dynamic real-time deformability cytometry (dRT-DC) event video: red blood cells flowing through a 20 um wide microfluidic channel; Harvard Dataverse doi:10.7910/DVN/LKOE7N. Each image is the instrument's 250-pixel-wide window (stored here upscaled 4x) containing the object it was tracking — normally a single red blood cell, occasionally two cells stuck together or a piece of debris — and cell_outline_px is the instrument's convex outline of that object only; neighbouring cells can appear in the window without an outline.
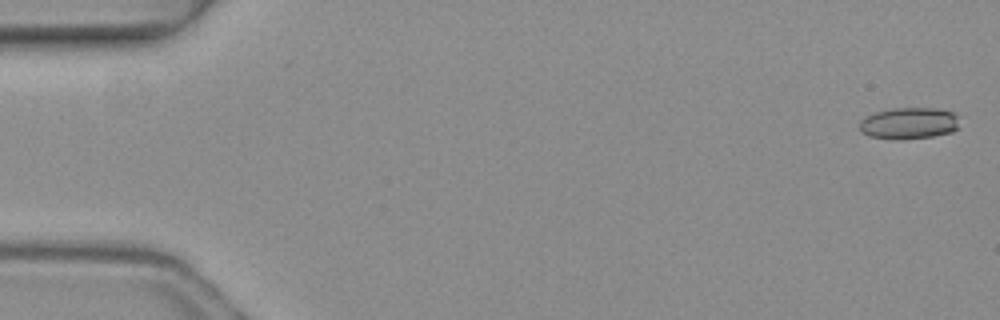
{"species": "common noctule bat (a hibernating species)", "species_latin": "Nyctalus noctula", "temperature_condition": "warm", "stored_images_in_passage": 5, "camera_frame_rate_fps": 3000, "um_per_image_px": 0.085, "animal": {"sex": "female", "body_mass_g": 19.3, "forearm_length_mm": 54.1}, "frame": {"image": 1, "passage_image": 1, "time_ms": 0.0, "image_size_px": [1000, 320], "cell_outline_px": [[956, 128], [952, 132], [932, 136], [868, 136], [860, 132], [860, 120], [876, 112], [892, 108], [936, 108], [952, 112], [956, 116]], "centroid_in_image_um": [77.25, 10.42], "position_along_channel_um": 7.8, "area_um2": 17.28}}
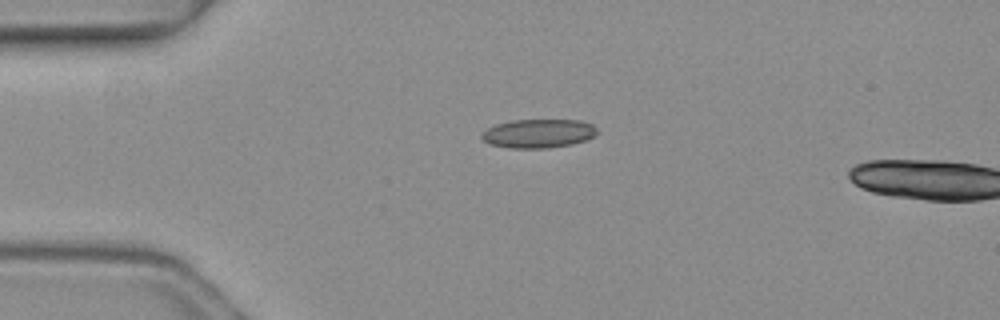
{"frame": {"image": 2, "passage_image": 4, "time_ms": 1.0, "image_size_px": [1000, 320], "cell_outline_px": [[596, 132], [588, 140], [572, 144], [548, 148], [508, 148], [488, 144], [480, 136], [488, 128], [496, 124], [512, 120], [580, 120], [592, 124], [596, 128]], "centroid_in_image_um": [45.75, 11.35], "position_along_channel_um": 39.2, "area_um2": 19.36}}